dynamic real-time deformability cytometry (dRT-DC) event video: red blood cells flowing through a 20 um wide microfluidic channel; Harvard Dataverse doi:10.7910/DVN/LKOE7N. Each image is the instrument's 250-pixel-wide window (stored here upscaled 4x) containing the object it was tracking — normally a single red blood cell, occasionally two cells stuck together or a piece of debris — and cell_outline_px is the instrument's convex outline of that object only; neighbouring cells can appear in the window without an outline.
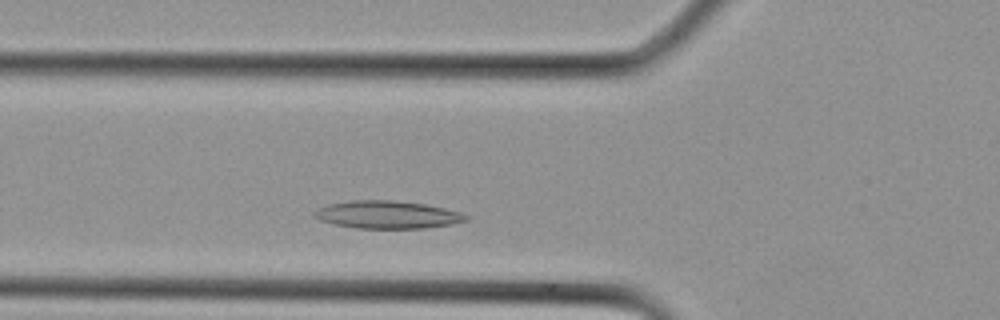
{"species": "Egyptian fruit bat (a non-hibernating species)", "species_latin": "Rousettus aegyptiacus", "temperature_condition": "cold", "stored_images_in_passage": 6, "camera_frame_rate_fps": 3000, "um_per_image_px": 0.085, "animal": {"sex": "female"}, "frame": {"image": 1, "passage_image": 2, "time_ms": 0.333, "image_size_px": [1000, 320], "cell_outline_px": [[472, 216], [468, 220], [452, 224], [424, 228], [356, 228], [336, 224], [320, 220], [312, 216], [312, 212], [316, 208], [328, 204], [352, 200], [392, 200], [424, 204], [444, 208], [460, 212]], "centroid_in_image_um": [32.92, 18.24], "position_along_channel_um": 92.9, "area_um2": 24.57}}
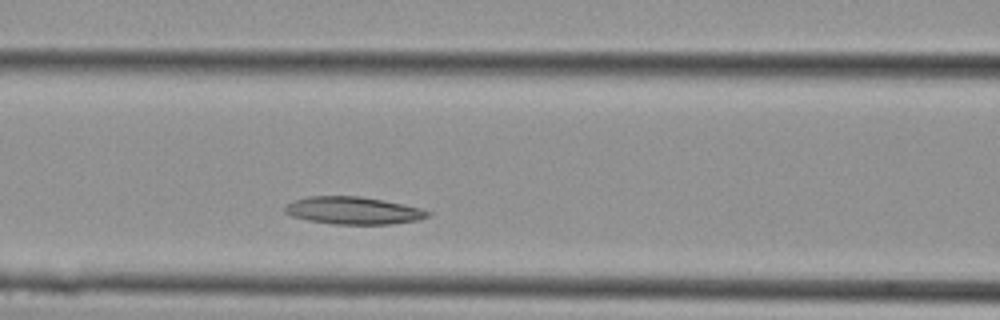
{"frame": {"image": 2, "passage_image": 4, "time_ms": 1.0, "image_size_px": [1000, 320], "cell_outline_px": [[432, 212], [428, 216], [416, 220], [388, 224], [336, 224], [308, 220], [292, 216], [284, 212], [284, 208], [292, 200], [308, 196], [360, 196], [404, 204], [420, 208]], "centroid_in_image_um": [30.0, 17.89], "position_along_channel_um": 136.6, "area_um2": 22.72}}
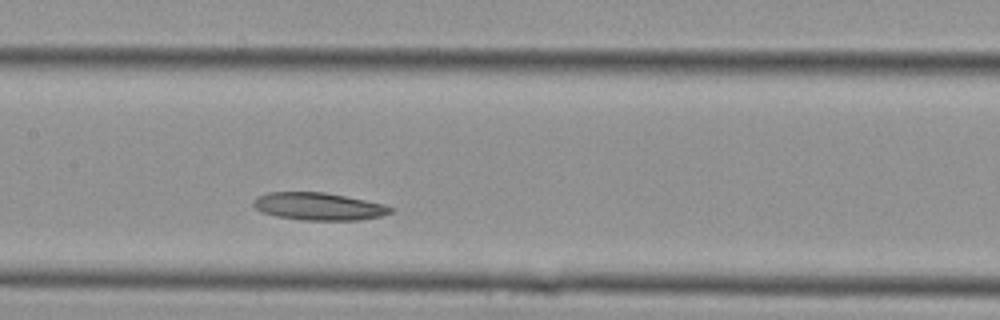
{"frame": {"image": 3, "passage_image": 6, "time_ms": 1.667, "image_size_px": [1000, 320], "cell_outline_px": [[396, 208], [392, 212], [384, 216], [360, 220], [300, 220], [276, 216], [260, 212], [252, 204], [256, 196], [268, 192], [324, 192], [384, 204]], "centroid_in_image_um": [27.09, 17.55], "position_along_channel_um": 180.3, "area_um2": 22.2}}